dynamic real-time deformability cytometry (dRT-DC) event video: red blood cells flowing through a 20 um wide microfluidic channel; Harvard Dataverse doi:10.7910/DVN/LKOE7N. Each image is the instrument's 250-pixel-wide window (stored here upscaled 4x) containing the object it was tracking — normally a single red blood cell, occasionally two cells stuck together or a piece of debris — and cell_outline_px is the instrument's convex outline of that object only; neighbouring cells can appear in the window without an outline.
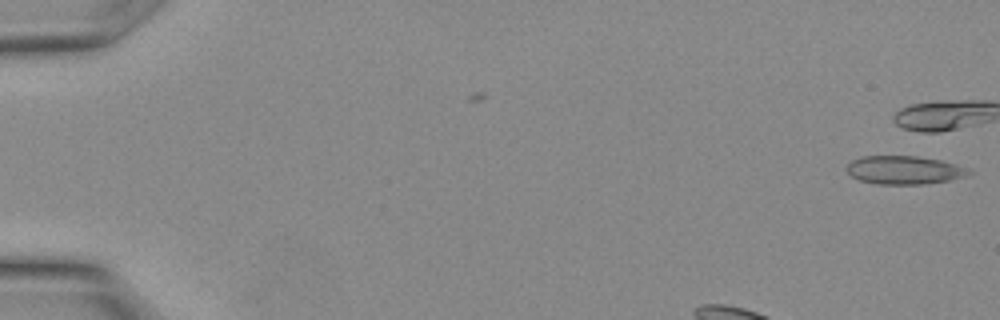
{"species": "Egyptian fruit bat (a non-hibernating species)", "species_latin": "Rousettus aegyptiacus", "temperature_condition": "warm", "stored_images_in_passage": 18, "camera_frame_rate_fps": 3000, "um_per_image_px": 0.085, "animal": {"sex": "female"}, "frame": {"image": 1, "passage_image": 1, "time_ms": 0.0, "image_size_px": [1000, 320], "cell_outline_px": [[972, 172], [964, 176], [948, 180], [920, 184], [880, 184], [860, 180], [852, 176], [848, 172], [848, 164], [852, 160], [860, 156], [916, 156], [940, 160], [956, 164], [968, 168]], "centroid_in_image_um": [76.85, 14.44], "position_along_channel_um": 8.1, "area_um2": 19.88}}
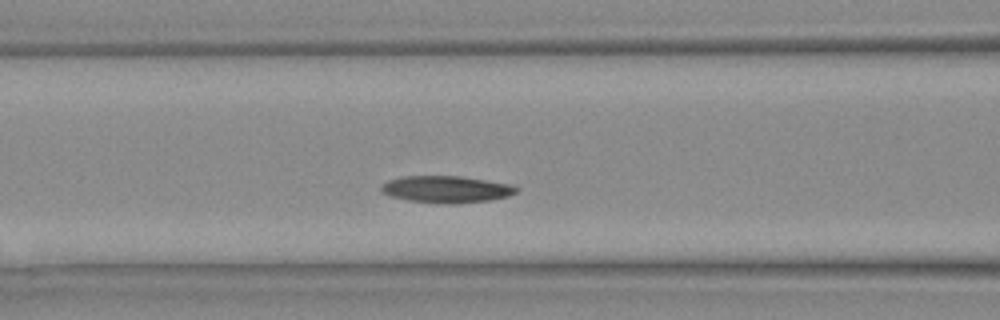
{"frame": {"image": 2, "passage_image": 11, "time_ms": 3.333, "image_size_px": [1000, 320], "cell_outline_px": [[520, 188], [516, 192], [508, 196], [492, 200], [452, 204], [440, 204], [408, 200], [392, 196], [380, 192], [380, 188], [388, 180], [404, 176], [460, 176], [508, 184]], "centroid_in_image_um": [37.93, 16.1], "position_along_channel_um": 128.7, "area_um2": 21.1}}